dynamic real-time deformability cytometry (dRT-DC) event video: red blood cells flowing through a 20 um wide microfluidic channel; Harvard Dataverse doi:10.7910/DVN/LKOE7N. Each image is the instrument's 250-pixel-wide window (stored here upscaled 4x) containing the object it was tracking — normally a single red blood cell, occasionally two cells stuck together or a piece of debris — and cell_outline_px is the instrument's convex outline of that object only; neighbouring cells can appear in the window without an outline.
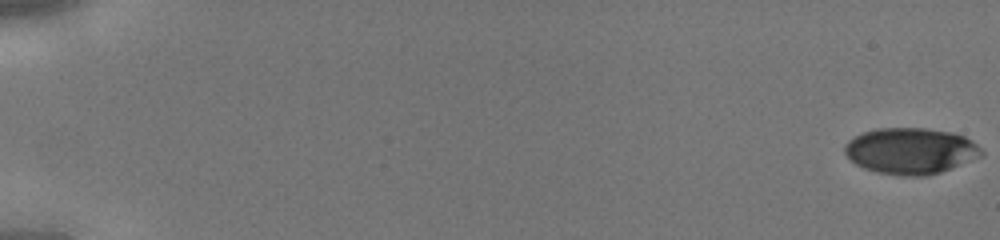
{"species": "human", "species_latin": "Homo sapiens", "temperature_condition": "cold", "stored_images_in_passage": 45, "camera_frame_rate_fps": 3000, "um_per_image_px": 0.085, "donor": {"sex": "male"}, "frame": {"image": 1, "passage_image": 1, "time_ms": 0.0, "image_size_px": [1000, 240], "cell_outline_px": [[984, 156], [940, 172], [924, 176], [896, 176], [876, 172], [864, 168], [856, 164], [844, 152], [844, 144], [848, 140], [864, 132], [876, 128], [924, 128], [952, 132], [964, 136], [972, 140], [984, 152]], "centroid_in_image_um": [77.42, 12.83], "position_along_channel_um": 7.6, "area_um2": 36.99}}
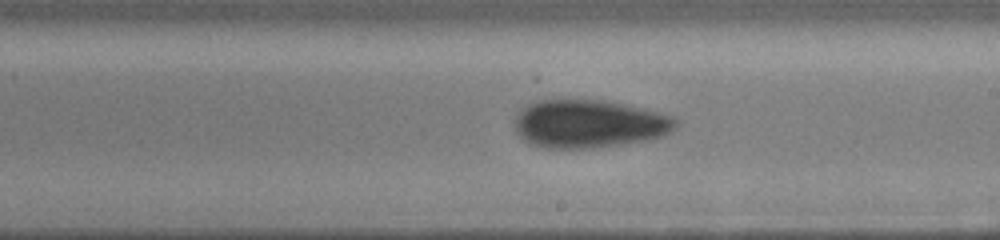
{"frame": {"image": 2, "passage_image": 28, "time_ms": 9.0, "image_size_px": [1000, 240], "cell_outline_px": [[680, 124], [676, 128], [664, 136], [648, 140], [592, 148], [544, 148], [528, 144], [516, 132], [512, 120], [528, 104], [540, 100], [600, 100], [624, 104], [672, 116], [680, 120]], "centroid_in_image_um": [50.07, 10.54], "position_along_channel_um": 238.9, "area_um2": 45.32}}
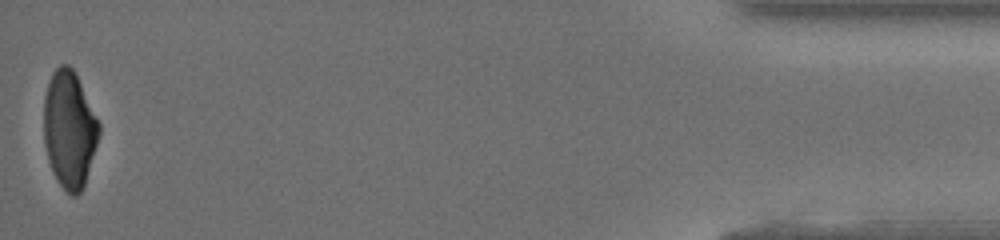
{"frame": {"image": 3, "passage_image": 45, "time_ms": 14.667, "image_size_px": [1000, 240], "cell_outline_px": [[100, 132], [84, 184], [80, 192], [76, 196], [72, 196], [60, 184], [52, 172], [48, 160], [44, 144], [44, 96], [52, 72], [60, 64], [68, 64], [72, 68], [100, 124]], "centroid_in_image_um": [5.87, 11.0], "position_along_channel_um": 429.3, "area_um2": 37.11}}